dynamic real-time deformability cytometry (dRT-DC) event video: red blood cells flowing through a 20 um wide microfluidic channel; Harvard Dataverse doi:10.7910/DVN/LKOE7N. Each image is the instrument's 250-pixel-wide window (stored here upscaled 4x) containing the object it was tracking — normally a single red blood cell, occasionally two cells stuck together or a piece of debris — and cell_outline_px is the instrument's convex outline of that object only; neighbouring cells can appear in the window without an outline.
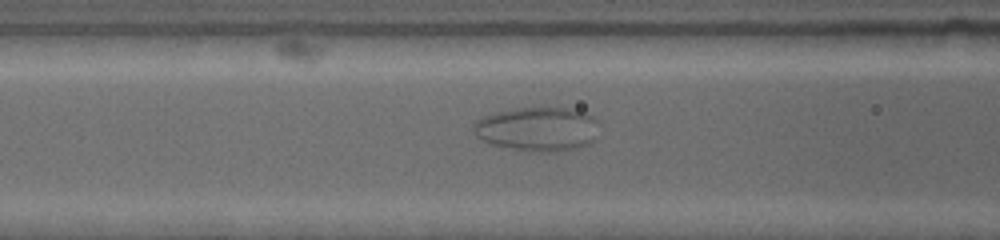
{"species": "common noctule bat (a hibernating species)", "species_latin": "Nyctalus noctula", "temperature_condition": "warm", "stored_images_in_passage": 33, "camera_frame_rate_fps": 4500, "um_per_image_px": 0.085, "animal": {"sex": "female", "body_mass_g": 19.0, "forearm_length_mm": 53.3}, "frame": {"image": 1, "passage_image": 15, "time_ms": 5.778, "image_size_px": [1000, 240], "cell_outline_px": [[596, 140], [588, 144], [576, 148], [556, 152], [540, 152], [512, 148], [492, 144], [476, 136], [472, 132], [472, 124], [476, 120], [484, 116], [496, 112], [520, 108], [568, 108], [584, 112], [592, 116], [596, 120]], "centroid_in_image_um": [45.68, 10.97], "position_along_channel_um": 120.9, "area_um2": 32.14}}
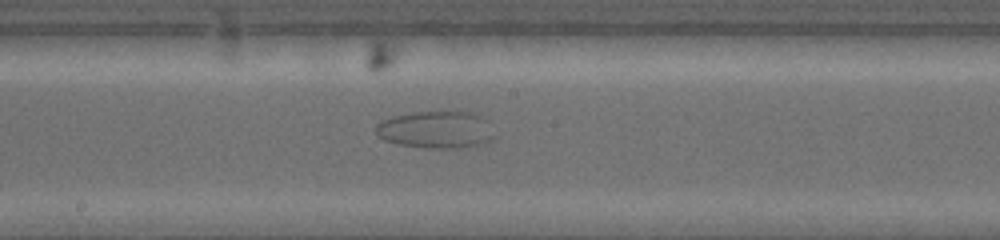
{"frame": {"image": 2, "passage_image": 20, "time_ms": 9.111, "image_size_px": [1000, 240], "cell_outline_px": [[496, 136], [492, 140], [480, 144], [456, 148], [424, 148], [400, 144], [384, 140], [376, 132], [376, 124], [392, 116], [412, 112], [468, 112], [480, 116], [488, 120]], "centroid_in_image_um": [37.09, 11.03], "position_along_channel_um": 211.1, "area_um2": 25.66}}
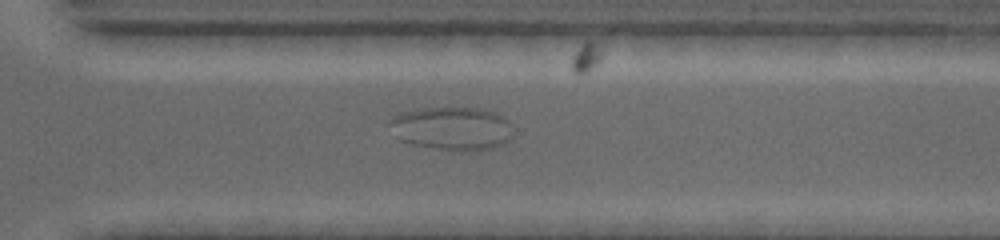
{"frame": {"image": 3, "passage_image": 27, "time_ms": 13.556, "image_size_px": [1000, 240], "cell_outline_px": [[512, 136], [508, 140], [496, 148], [460, 152], [452, 152], [412, 144], [400, 140], [388, 124], [388, 120], [392, 116], [404, 112], [420, 108], [480, 108], [492, 112], [508, 120], [512, 132]], "centroid_in_image_um": [38.4, 10.94], "position_along_channel_um": 332.2, "area_um2": 31.39}}